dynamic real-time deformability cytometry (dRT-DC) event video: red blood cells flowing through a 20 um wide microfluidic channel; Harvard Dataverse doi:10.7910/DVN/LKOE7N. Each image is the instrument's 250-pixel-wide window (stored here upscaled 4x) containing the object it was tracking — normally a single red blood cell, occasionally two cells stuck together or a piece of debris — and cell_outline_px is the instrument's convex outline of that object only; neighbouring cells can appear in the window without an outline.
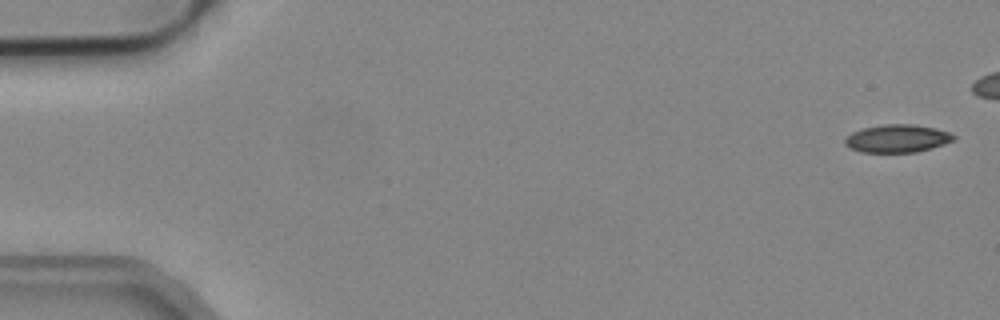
{"species": "common noctule bat (a hibernating species)", "species_latin": "Nyctalus noctula", "temperature_condition": "cold", "stored_images_in_passage": 42, "camera_frame_rate_fps": 3000, "um_per_image_px": 0.085, "animal": {"sex": "male", "body_mass_g": 19.2, "forearm_length_mm": 51.8}, "frame": {"image": 1, "passage_image": 1, "time_ms": 0.0, "image_size_px": [1000, 320], "cell_outline_px": [[956, 140], [932, 148], [916, 152], [860, 152], [848, 148], [844, 144], [844, 140], [852, 132], [864, 128], [884, 124], [912, 124], [936, 128], [948, 132], [956, 136]], "centroid_in_image_um": [76.27, 11.78], "position_along_channel_um": 8.7, "area_um2": 17.74}}
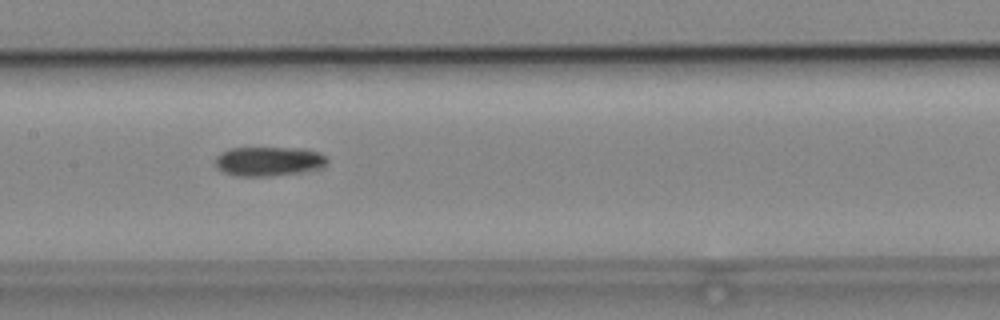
{"frame": {"image": 2, "passage_image": 25, "time_ms": 8.0, "image_size_px": [1000, 320], "cell_outline_px": [[328, 160], [324, 164], [316, 168], [296, 172], [272, 176], [236, 176], [224, 172], [216, 168], [216, 156], [220, 152], [228, 148], [296, 148], [316, 152], [328, 156]], "centroid_in_image_um": [22.75, 13.7], "position_along_channel_um": 184.6, "area_um2": 18.84}}
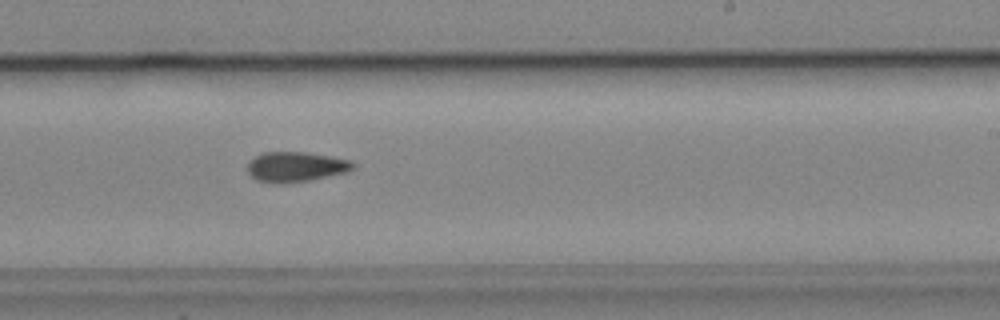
{"frame": {"image": 3, "passage_image": 31, "time_ms": 10.0, "image_size_px": [1000, 320], "cell_outline_px": [[356, 164], [348, 172], [308, 180], [284, 184], [280, 184], [256, 180], [248, 172], [248, 160], [264, 152], [308, 152], [332, 156], [352, 160]], "centroid_in_image_um": [25.15, 14.17], "position_along_channel_um": 263.8, "area_um2": 18.61}}